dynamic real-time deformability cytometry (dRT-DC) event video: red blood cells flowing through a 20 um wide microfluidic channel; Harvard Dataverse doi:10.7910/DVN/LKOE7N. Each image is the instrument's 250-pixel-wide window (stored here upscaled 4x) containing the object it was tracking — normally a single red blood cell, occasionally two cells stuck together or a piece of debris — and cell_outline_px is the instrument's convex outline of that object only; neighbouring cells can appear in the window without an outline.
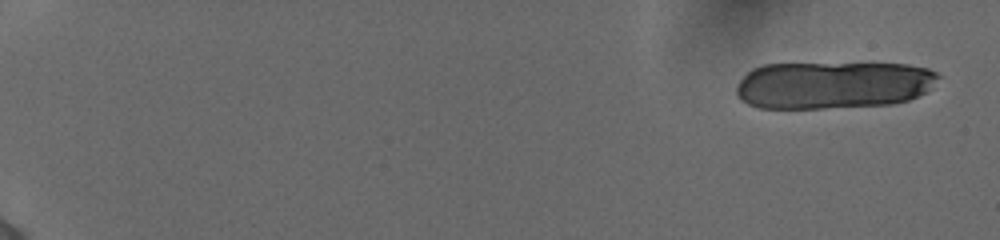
{"species": "human", "species_latin": "Homo sapiens", "temperature_condition": "cold", "stored_images_in_passage": 20, "camera_frame_rate_fps": 3000, "um_per_image_px": 0.085, "donor": {"sex": "female"}, "frame": {"image": 1, "passage_image": 1, "time_ms": 0.0, "image_size_px": [1000, 240], "cell_outline_px": [[944, 76], [924, 92], [908, 100], [892, 104], [824, 108], [760, 108], [748, 104], [740, 100], [736, 92], [736, 84], [752, 68], [764, 64], [908, 64], [928, 68]], "centroid_in_image_um": [70.81, 7.22], "position_along_channel_um": 14.2, "area_um2": 55.95}}